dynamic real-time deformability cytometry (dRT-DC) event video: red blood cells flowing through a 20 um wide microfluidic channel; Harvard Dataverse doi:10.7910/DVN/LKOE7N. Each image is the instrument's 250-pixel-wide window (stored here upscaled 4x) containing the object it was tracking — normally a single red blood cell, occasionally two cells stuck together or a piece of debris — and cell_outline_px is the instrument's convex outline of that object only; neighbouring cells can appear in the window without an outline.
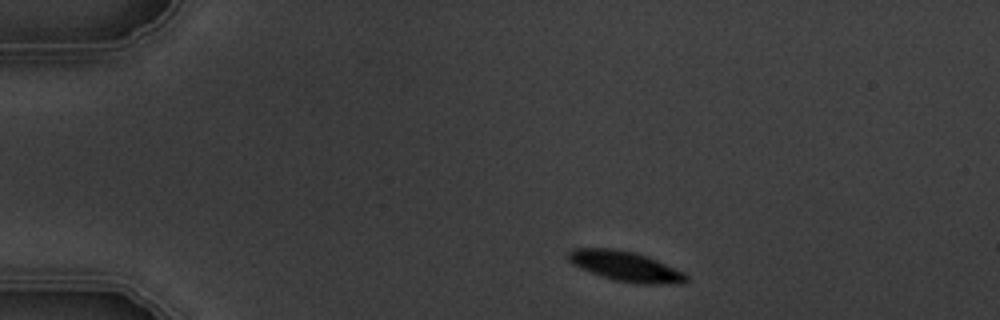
{"species": "common noctule bat (a hibernating species)", "species_latin": "Nyctalus noctula", "temperature_condition": "warm", "stored_images_in_passage": 3, "camera_frame_rate_fps": 3000, "um_per_image_px": 0.085, "animal": {"sex": "male", "body_mass_g": 19.5, "forearm_length_mm": 54.6}, "frame": {"image": 1, "passage_image": 1, "time_ms": 0.0, "image_size_px": [1000, 320], "cell_outline_px": [[688, 280], [676, 284], [636, 284], [616, 280], [600, 276], [580, 268], [572, 264], [568, 260], [568, 252], [572, 248], [616, 248], [636, 252], [648, 256], [684, 272], [688, 276]], "centroid_in_image_um": [53.16, 22.63], "position_along_channel_um": 31.8, "area_um2": 20.87}}